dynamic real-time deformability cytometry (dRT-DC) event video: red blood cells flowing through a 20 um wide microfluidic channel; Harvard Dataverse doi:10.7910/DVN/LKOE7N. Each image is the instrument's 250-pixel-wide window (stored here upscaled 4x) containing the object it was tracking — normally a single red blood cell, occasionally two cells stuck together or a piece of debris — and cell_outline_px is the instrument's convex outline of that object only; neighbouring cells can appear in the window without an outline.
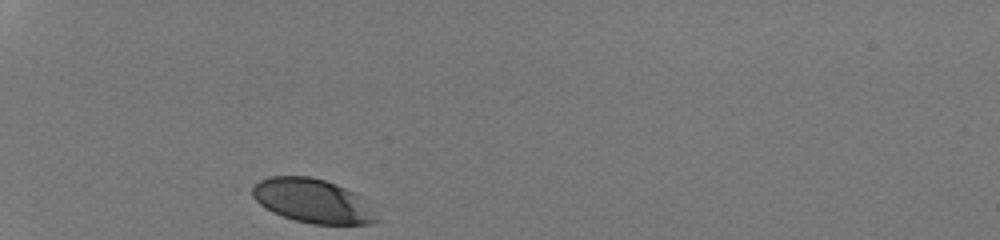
{"species": "human", "species_latin": "Homo sapiens", "temperature_condition": "room temperature", "stored_images_in_passage": 28, "camera_frame_rate_fps": 3000, "um_per_image_px": 0.085, "donor": {"sex": "male"}, "frame": {"image": 1, "passage_image": 1, "time_ms": 0.0, "image_size_px": [1000, 240], "cell_outline_px": [[380, 220], [368, 224], [312, 224], [296, 220], [272, 212], [260, 204], [252, 196], [248, 188], [260, 180], [268, 176], [308, 176], [324, 180], [336, 184], [360, 196]], "centroid_in_image_um": [26.5, 17.06], "position_along_channel_um": 58.5, "area_um2": 31.67}}
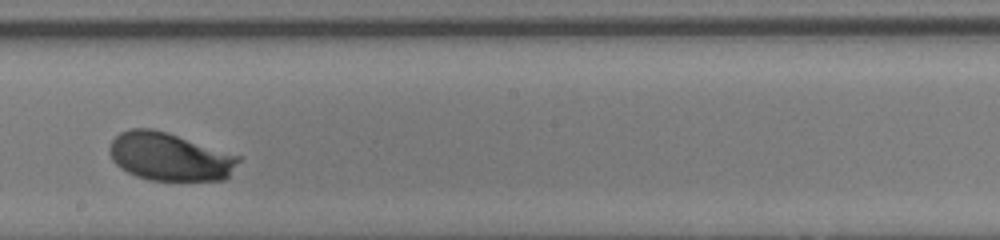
{"frame": {"image": 2, "passage_image": 16, "time_ms": 5.0, "image_size_px": [1000, 240], "cell_outline_px": [[244, 156], [228, 176], [224, 180], [152, 180], [136, 176], [120, 168], [112, 160], [108, 148], [112, 140], [120, 132], [132, 128], [152, 128], [168, 132]], "centroid_in_image_um": [14.45, 13.3], "position_along_channel_um": 233.8, "area_um2": 36.47}}
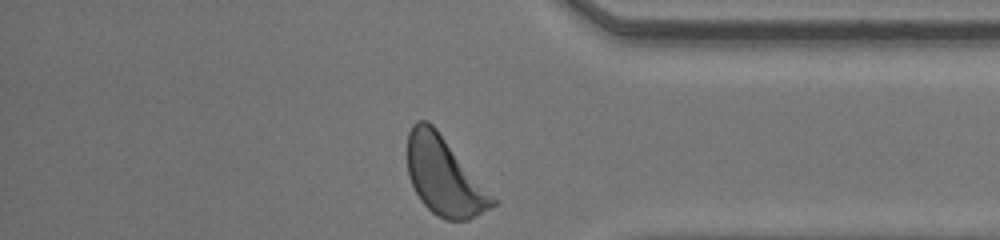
{"frame": {"image": 3, "passage_image": 28, "time_ms": 9.0, "image_size_px": [1000, 240], "cell_outline_px": [[500, 200], [492, 208], [468, 220], [444, 220], [432, 212], [420, 200], [408, 176], [408, 132], [412, 124], [416, 120], [428, 120], [436, 128]], "centroid_in_image_um": [37.81, 14.98], "position_along_channel_um": 397.4, "area_um2": 39.3}, "authors_computed_cell_mechanics": {"area_um2": 35.8071, "velocity_mm_per_s": 4.2282, "shape_relaxation_time_tau1_ms": 1.3899, "shape_relaxation_time_tau2_ms": null, "deformation_change_tau1": 0.1211, "deformation_change_tau2": null}}